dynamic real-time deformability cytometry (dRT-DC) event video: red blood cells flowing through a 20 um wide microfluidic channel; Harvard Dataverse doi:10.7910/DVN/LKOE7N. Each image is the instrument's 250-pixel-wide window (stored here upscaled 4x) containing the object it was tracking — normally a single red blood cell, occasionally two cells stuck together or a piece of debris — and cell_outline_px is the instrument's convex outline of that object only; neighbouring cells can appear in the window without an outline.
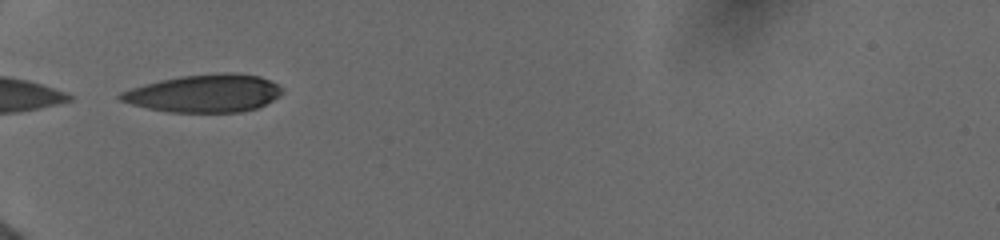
{"species": "human", "species_latin": "Homo sapiens", "temperature_condition": "cold", "stored_images_in_passage": 45, "camera_frame_rate_fps": 3000, "um_per_image_px": 0.085, "donor": {"sex": "female"}, "frame": {"image": 1, "passage_image": 1, "time_ms": 0.0, "image_size_px": [1000, 240], "cell_outline_px": [[284, 92], [280, 96], [256, 108], [240, 112], [168, 112], [148, 108], [132, 104], [120, 100], [116, 96], [120, 92], [144, 84], [160, 80], [180, 76], [216, 72], [236, 72], [260, 76], [276, 84]], "centroid_in_image_um": [17.36, 7.92], "position_along_channel_um": 67.6, "area_um2": 35.66}}
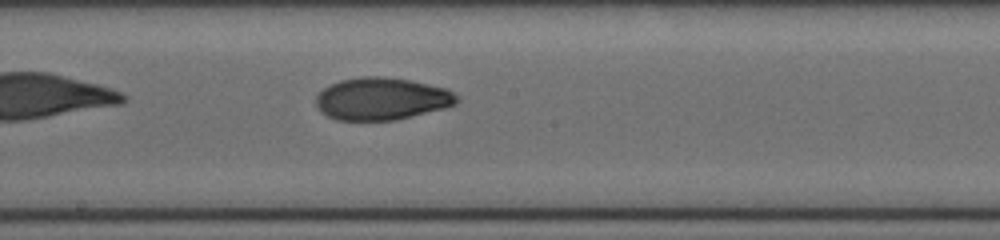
{"frame": {"image": 2, "passage_image": 17, "time_ms": 4.0, "image_size_px": [1000, 240], "cell_outline_px": [[460, 100], [456, 104], [444, 108], [396, 120], [336, 120], [328, 116], [316, 104], [316, 96], [324, 88], [340, 80], [364, 76], [384, 76], [412, 80], [448, 88]], "centroid_in_image_um": [32.48, 8.38], "position_along_channel_um": 215.7, "area_um2": 34.74}}
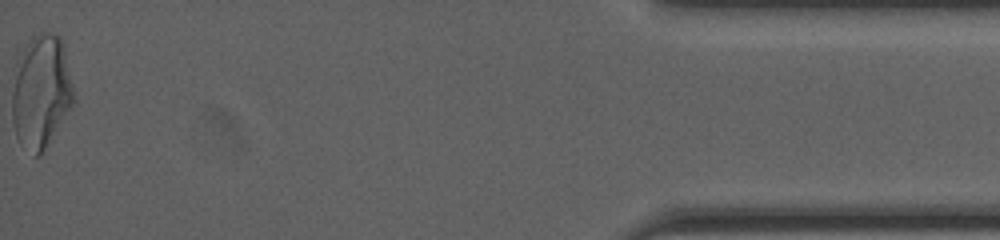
{"frame": {"image": 3, "passage_image": 45, "time_ms": 11.333, "image_size_px": [1000, 240], "cell_outline_px": [[76, 100], [40, 156], [36, 156], [16, 136], [12, 120], [12, 92], [16, 60], [32, 36], [40, 32], [48, 32], [60, 36], [64, 48], [76, 96]], "centroid_in_image_um": [3.51, 7.75], "position_along_channel_um": 431.7, "area_um2": 40.63}, "authors_computed_cell_mechanics": {"area_um2": 35.0846, "velocity_mm_per_s": 3.9215, "shape_relaxation_time_tau1_ms": 4.1988, "shape_relaxation_time_tau2_ms": 2.6687, "deformation_change_tau1": 0.1602, "deformation_change_tau2": 0.0761}}